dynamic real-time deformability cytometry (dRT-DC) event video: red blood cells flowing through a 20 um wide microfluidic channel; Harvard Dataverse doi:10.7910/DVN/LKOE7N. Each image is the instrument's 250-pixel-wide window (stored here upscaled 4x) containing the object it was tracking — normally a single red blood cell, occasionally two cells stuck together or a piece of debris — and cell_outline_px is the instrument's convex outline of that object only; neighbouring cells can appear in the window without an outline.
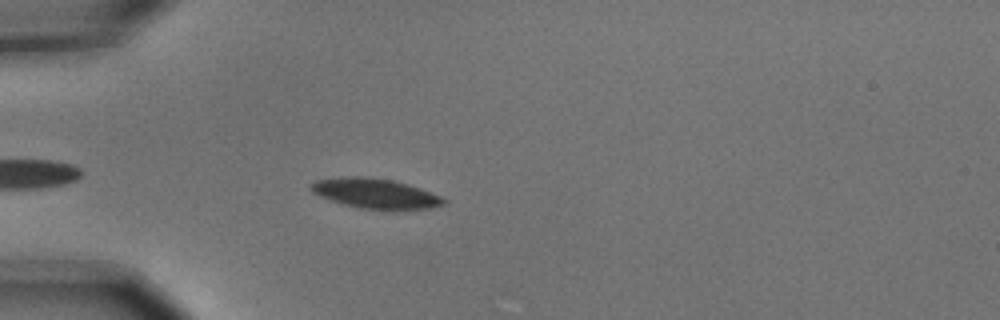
{"species": "common noctule bat (a hibernating species)", "species_latin": "Nyctalus noctula", "temperature_condition": "cold", "stored_images_in_passage": 5, "camera_frame_rate_fps": 3000, "um_per_image_px": 0.085, "animal": {"sex": "male", "body_mass_g": 15.6}, "frame": {"image": 1, "passage_image": 4, "time_ms": 1.0, "image_size_px": [1000, 320], "cell_outline_px": [[448, 204], [432, 208], [396, 212], [392, 212], [360, 208], [344, 204], [320, 196], [312, 192], [308, 188], [308, 184], [316, 180], [344, 176], [364, 176], [392, 180], [408, 184], [420, 188], [440, 196], [448, 200]], "centroid_in_image_um": [31.96, 16.48], "position_along_channel_um": 53.0, "area_um2": 23.99}}